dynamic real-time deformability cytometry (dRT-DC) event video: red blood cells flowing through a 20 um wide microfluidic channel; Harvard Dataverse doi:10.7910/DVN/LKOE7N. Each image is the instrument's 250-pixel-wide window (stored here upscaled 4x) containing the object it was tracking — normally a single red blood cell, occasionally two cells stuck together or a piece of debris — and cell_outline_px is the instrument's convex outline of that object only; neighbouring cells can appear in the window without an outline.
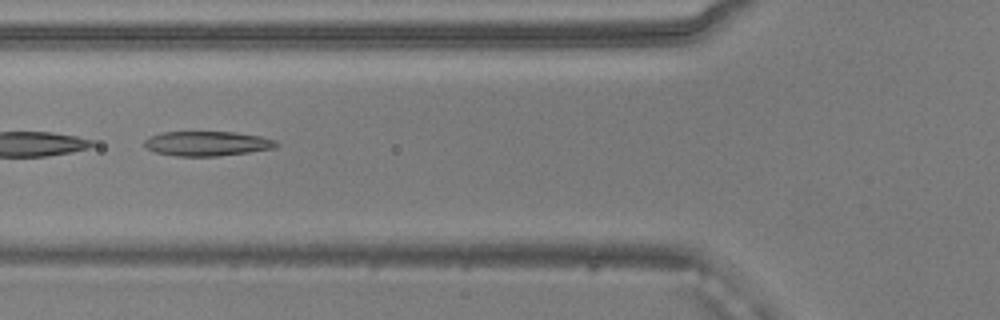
{"species": "common noctule bat (a hibernating species)", "species_latin": "Nyctalus noctula", "temperature_condition": "warm", "stored_images_in_passage": 11, "camera_frame_rate_fps": 3000, "um_per_image_px": 0.085, "animal": {"sex": "male", "body_mass_g": 20.5, "forearm_length_mm": 52.5}, "frame": {"image": 1, "passage_image": 5, "time_ms": 1.333, "image_size_px": [1000, 320], "cell_outline_px": [[280, 144], [276, 148], [220, 156], [176, 156], [156, 152], [144, 148], [144, 140], [148, 136], [160, 132], [236, 132], [260, 136], [276, 140]], "centroid_in_image_um": [17.59, 12.2], "position_along_channel_um": 108.2, "area_um2": 19.19}}